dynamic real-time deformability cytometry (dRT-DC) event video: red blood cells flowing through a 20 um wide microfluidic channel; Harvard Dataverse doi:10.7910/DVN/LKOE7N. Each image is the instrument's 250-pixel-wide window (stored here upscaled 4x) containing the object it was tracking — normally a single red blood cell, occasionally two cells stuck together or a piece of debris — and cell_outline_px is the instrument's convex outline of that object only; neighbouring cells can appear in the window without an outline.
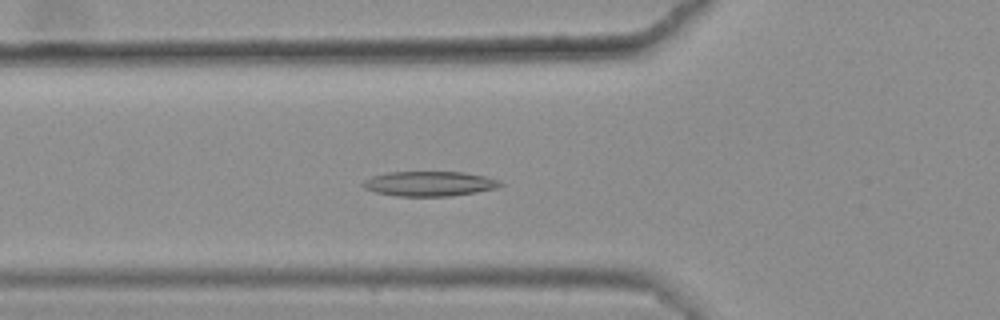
{"species": "common noctule bat (a hibernating species)", "species_latin": "Nyctalus noctula", "temperature_condition": "warm", "stored_images_in_passage": 47, "camera_frame_rate_fps": 3000, "um_per_image_px": 0.085, "animal": {"sex": "female", "body_mass_g": 25.1}, "frame": {"image": 1, "passage_image": 20, "time_ms": 6.333, "image_size_px": [1000, 320], "cell_outline_px": [[504, 184], [496, 188], [476, 192], [452, 196], [396, 196], [376, 192], [364, 188], [360, 184], [364, 180], [372, 176], [388, 172], [464, 172], [484, 176], [500, 180]], "centroid_in_image_um": [36.49, 15.61], "position_along_channel_um": 89.3, "area_um2": 19.94}}
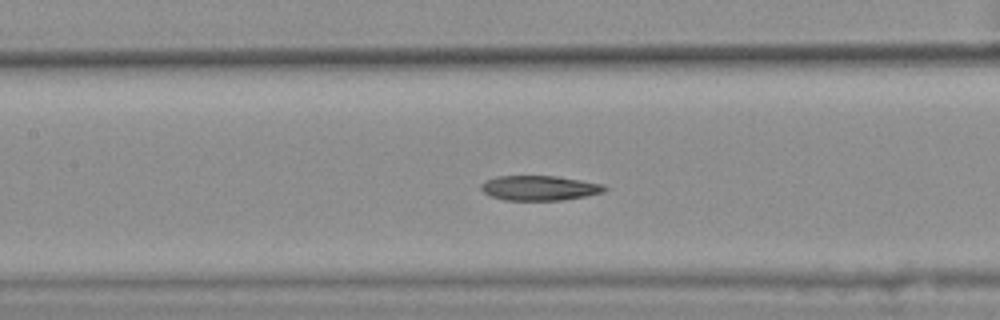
{"frame": {"image": 2, "passage_image": 26, "time_ms": 8.333, "image_size_px": [1000, 320], "cell_outline_px": [[608, 188], [604, 192], [584, 196], [560, 200], [504, 200], [492, 196], [484, 192], [480, 188], [480, 184], [484, 180], [496, 176], [556, 176], [604, 184]], "centroid_in_image_um": [45.83, 15.97], "position_along_channel_um": 161.6, "area_um2": 17.86}}
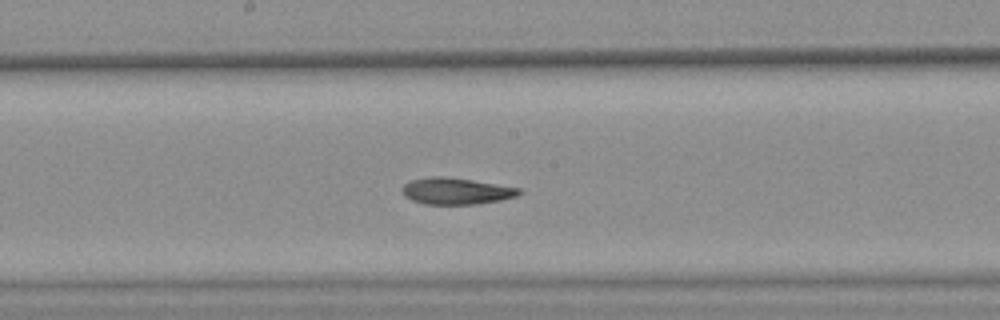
{"frame": {"image": 3, "passage_image": 30, "time_ms": 9.667, "image_size_px": [1000, 320], "cell_outline_px": [[524, 192], [516, 196], [500, 200], [476, 204], [424, 204], [412, 200], [404, 196], [400, 188], [408, 180], [432, 176], [444, 176], [472, 180], [520, 188]], "centroid_in_image_um": [38.73, 16.23], "position_along_channel_um": 209.5, "area_um2": 18.21}, "authors_computed_cell_mechanics": {"area_um2": 19.0162, "velocity_mm_per_s": 3.5983, "shape_relaxation_time_tau1_ms": null, "shape_relaxation_time_tau2_ms": 4.5203, "deformation_change_tau1": null, "deformation_change_tau2": 0.1138}}